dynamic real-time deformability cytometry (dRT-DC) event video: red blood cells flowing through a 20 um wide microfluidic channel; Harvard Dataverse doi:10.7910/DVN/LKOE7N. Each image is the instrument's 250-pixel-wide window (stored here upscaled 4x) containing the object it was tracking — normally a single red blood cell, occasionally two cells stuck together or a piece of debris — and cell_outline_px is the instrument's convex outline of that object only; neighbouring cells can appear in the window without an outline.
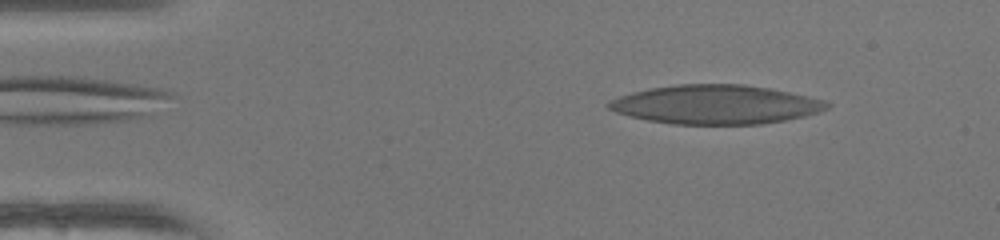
{"species": "human", "species_latin": "Homo sapiens", "temperature_condition": "warm", "stored_images_in_passage": 49, "camera_frame_rate_fps": 3000, "um_per_image_px": 0.085, "donor": {"sex": "female"}, "frame": {"image": 1, "passage_image": 6, "time_ms": 1.667, "image_size_px": [1000, 240], "cell_outline_px": [[832, 104], [828, 108], [804, 116], [784, 120], [760, 124], [672, 124], [648, 120], [628, 116], [616, 112], [608, 108], [604, 104], [608, 100], [632, 92], [652, 88], [676, 84], [744, 84], [768, 88], [808, 96], [824, 100]], "centroid_in_image_um": [60.79, 8.88], "position_along_channel_um": 24.2, "area_um2": 49.53}}
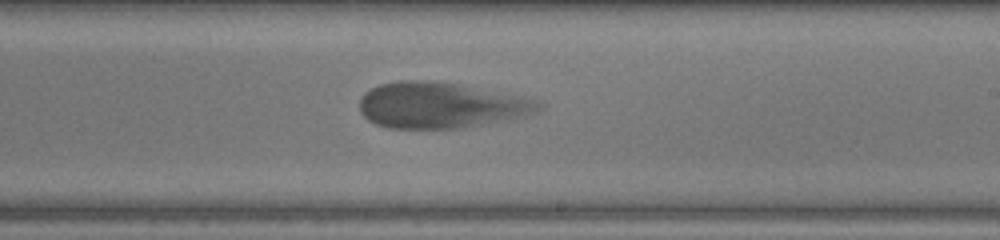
{"frame": {"image": 2, "passage_image": 29, "time_ms": 9.333, "image_size_px": [1000, 240], "cell_outline_px": [[544, 104], [536, 112], [504, 120], [464, 128], [388, 128], [376, 124], [368, 120], [360, 112], [360, 100], [364, 92], [380, 84], [396, 80], [428, 80], [460, 84], [532, 96]], "centroid_in_image_um": [37.51, 8.92], "position_along_channel_um": 251.5, "area_um2": 48.49}}
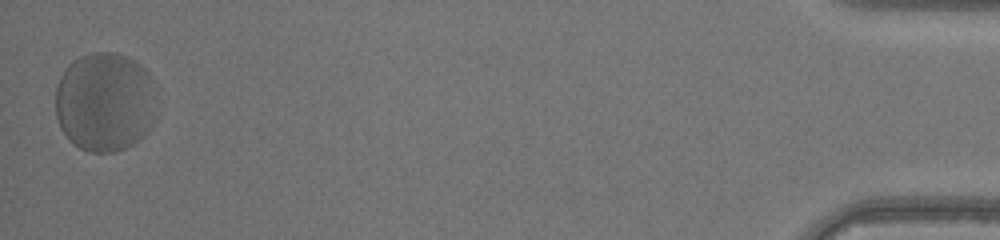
{"frame": {"image": 3, "passage_image": 49, "time_ms": 16.0, "image_size_px": [1000, 240], "cell_outline_px": [[156, 116], [148, 132], [140, 140], [124, 148], [112, 152], [88, 152], [80, 148], [60, 128], [56, 116], [56, 88], [60, 76], [68, 64], [72, 60], [80, 56], [92, 52], [112, 52], [136, 60], [148, 72], [152, 80]], "centroid_in_image_um": [8.92, 8.65], "position_along_channel_um": 426.3, "area_um2": 58.96}, "authors_computed_cell_mechanics": {"area_um2": 48.9566, "velocity_mm_per_s": 4.0214, "shape_relaxation_time_tau1_ms": 2.3535, "shape_relaxation_time_tau2_ms": null, "deformation_change_tau1": 0.1483, "deformation_change_tau2": null}}